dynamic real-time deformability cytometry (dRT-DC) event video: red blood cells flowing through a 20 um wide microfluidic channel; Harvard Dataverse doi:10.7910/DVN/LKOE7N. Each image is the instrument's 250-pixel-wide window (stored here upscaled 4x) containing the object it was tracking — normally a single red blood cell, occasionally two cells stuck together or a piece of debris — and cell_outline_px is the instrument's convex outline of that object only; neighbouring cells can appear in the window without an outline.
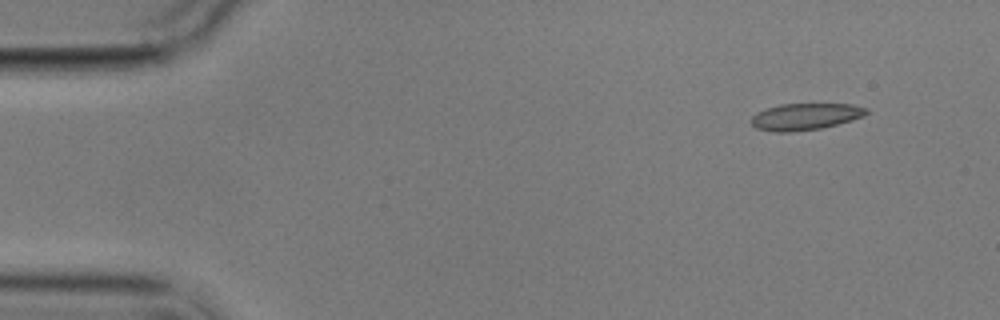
{"species": "common noctule bat (a hibernating species)", "species_latin": "Nyctalus noctula", "temperature_condition": "cold", "stored_images_in_passage": 5, "camera_frame_rate_fps": 3000, "um_per_image_px": 0.085, "animal": {"sex": "male", "body_mass_g": 17.9}, "frame": {"image": 1, "passage_image": 2, "time_ms": 1.333, "image_size_px": [1000, 320], "cell_outline_px": [[868, 112], [864, 116], [852, 120], [820, 128], [792, 132], [772, 132], [756, 128], [752, 124], [752, 116], [756, 112], [764, 108], [780, 104], [852, 104], [868, 108]], "centroid_in_image_um": [68.43, 9.9], "position_along_channel_um": 16.6, "area_um2": 17.98}}
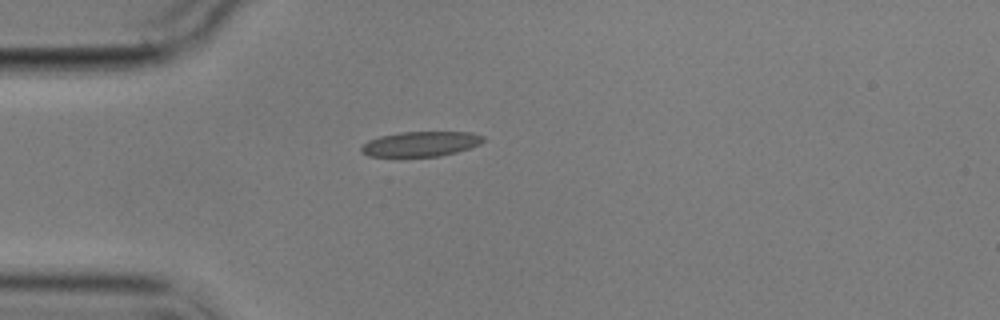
{"frame": {"image": 2, "passage_image": 5, "time_ms": 4.667, "image_size_px": [1000, 320], "cell_outline_px": [[484, 140], [480, 144], [456, 152], [440, 156], [400, 160], [368, 156], [360, 152], [360, 148], [368, 140], [380, 136], [400, 132], [472, 132], [484, 136]], "centroid_in_image_um": [35.67, 12.29], "position_along_channel_um": 49.3, "area_um2": 18.73}}